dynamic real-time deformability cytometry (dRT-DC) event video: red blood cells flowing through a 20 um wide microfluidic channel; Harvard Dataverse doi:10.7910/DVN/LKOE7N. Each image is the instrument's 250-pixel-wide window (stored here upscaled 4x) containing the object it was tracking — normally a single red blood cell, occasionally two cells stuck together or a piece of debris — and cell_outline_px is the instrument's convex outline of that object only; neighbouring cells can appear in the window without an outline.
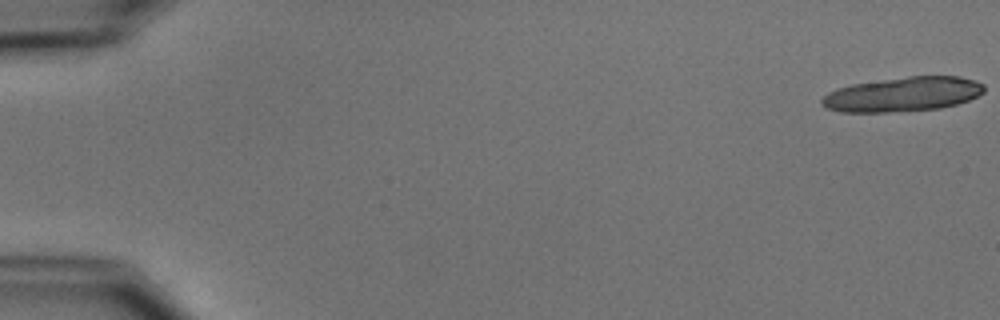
{"species": "common noctule bat (a hibernating species)", "species_latin": "Nyctalus noctula", "temperature_condition": "cold", "stored_images_in_passage": 21, "camera_frame_rate_fps": 3000, "um_per_image_px": 0.085, "animal": {"sex": "male", "body_mass_g": 15.6}, "frame": {"image": 1, "passage_image": 1, "time_ms": 0.0, "image_size_px": [1000, 320], "cell_outline_px": [[984, 92], [968, 100], [956, 104], [940, 108], [884, 112], [840, 112], [828, 108], [820, 104], [820, 100], [828, 92], [836, 88], [852, 84], [908, 76], [960, 76], [976, 80], [984, 84]], "centroid_in_image_um": [76.73, 8.0], "position_along_channel_um": 8.3, "area_um2": 32.6}}